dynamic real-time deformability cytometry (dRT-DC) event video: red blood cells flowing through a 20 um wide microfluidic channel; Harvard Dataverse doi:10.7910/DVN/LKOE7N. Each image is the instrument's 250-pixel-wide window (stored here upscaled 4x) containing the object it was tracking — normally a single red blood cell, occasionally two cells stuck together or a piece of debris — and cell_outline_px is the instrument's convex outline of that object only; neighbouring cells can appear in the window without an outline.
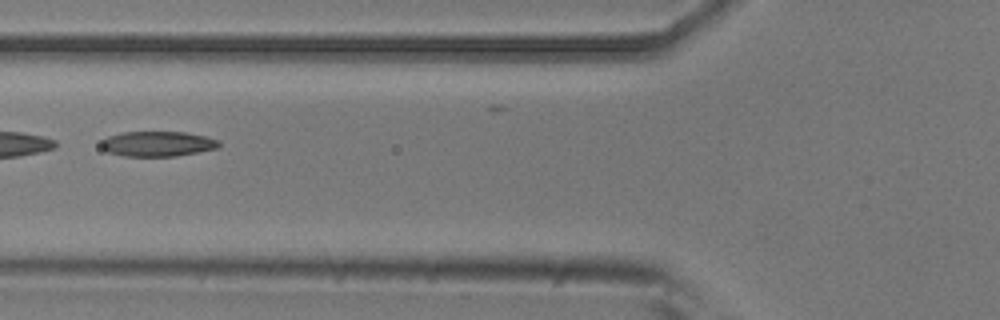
{"species": "common noctule bat (a hibernating species)", "species_latin": "Nyctalus noctula", "temperature_condition": "room temperature", "stored_images_in_passage": 6, "camera_frame_rate_fps": 3000, "um_per_image_px": 0.085, "animal": {"sex": "male", "body_mass_g": 20.5, "forearm_length_mm": 52.5}, "frame": {"image": 1, "passage_image": 5, "time_ms": 1.333, "image_size_px": [1000, 320], "cell_outline_px": [[220, 144], [216, 148], [176, 156], [124, 156], [108, 152], [100, 144], [100, 140], [108, 136], [120, 132], [184, 132], [204, 136], [220, 140]], "centroid_in_image_um": [13.36, 12.22], "position_along_channel_um": 112.4, "area_um2": 17.17}}